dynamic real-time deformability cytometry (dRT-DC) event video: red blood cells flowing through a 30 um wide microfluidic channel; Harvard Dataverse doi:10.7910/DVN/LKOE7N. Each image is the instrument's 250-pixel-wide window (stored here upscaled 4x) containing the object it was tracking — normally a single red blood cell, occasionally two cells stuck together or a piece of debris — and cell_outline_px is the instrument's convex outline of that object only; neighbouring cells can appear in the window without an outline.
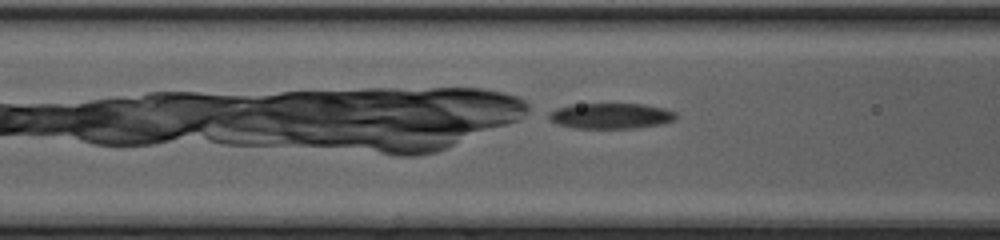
{"species": "common noctule bat (a hibernating species)", "species_latin": "Nyctalus noctula", "temperature_condition": "cold", "stored_images_in_passage": 7, "camera_frame_rate_fps": 3000, "um_per_image_px": 0.085, "animal": {"sex": "female", "body_mass_g": 20.0, "forearm_length_mm": 54.0}, "frame": {"image": 1, "passage_image": 7, "time_ms": 2.0, "image_size_px": [1000, 240], "cell_outline_px": [[676, 120], [660, 124], [636, 128], [576, 128], [556, 124], [548, 116], [548, 112], [556, 108], [572, 104], [644, 104], [664, 108], [676, 112]], "centroid_in_image_um": [51.92, 9.85], "position_along_channel_um": 114.7, "area_um2": 19.02}}